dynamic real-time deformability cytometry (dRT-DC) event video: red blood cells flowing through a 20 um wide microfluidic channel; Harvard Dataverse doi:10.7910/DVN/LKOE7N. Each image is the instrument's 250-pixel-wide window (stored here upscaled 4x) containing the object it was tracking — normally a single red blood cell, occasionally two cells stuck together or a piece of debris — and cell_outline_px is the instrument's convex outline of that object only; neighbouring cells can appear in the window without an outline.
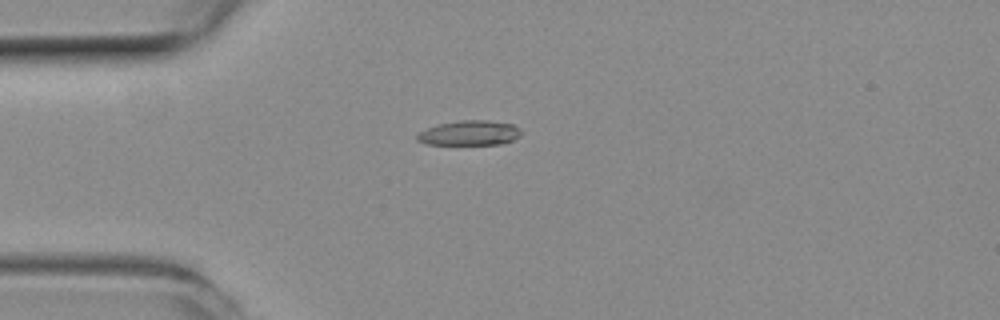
{"species": "common noctule bat (a hibernating species)", "species_latin": "Nyctalus noctula", "temperature_condition": "room temperature", "stored_images_in_passage": 27, "camera_frame_rate_fps": 3000, "um_per_image_px": 0.085, "animal": {"sex": "female", "body_mass_g": 19.3, "forearm_length_mm": 54.1}, "frame": {"image": 1, "passage_image": 2, "time_ms": 0.333, "image_size_px": [1000, 320], "cell_outline_px": [[520, 136], [512, 140], [500, 144], [428, 144], [416, 140], [416, 136], [420, 132], [428, 128], [440, 124], [460, 120], [484, 120], [512, 124], [520, 128]], "centroid_in_image_um": [39.92, 11.3], "position_along_channel_um": 45.1, "area_um2": 14.8}}
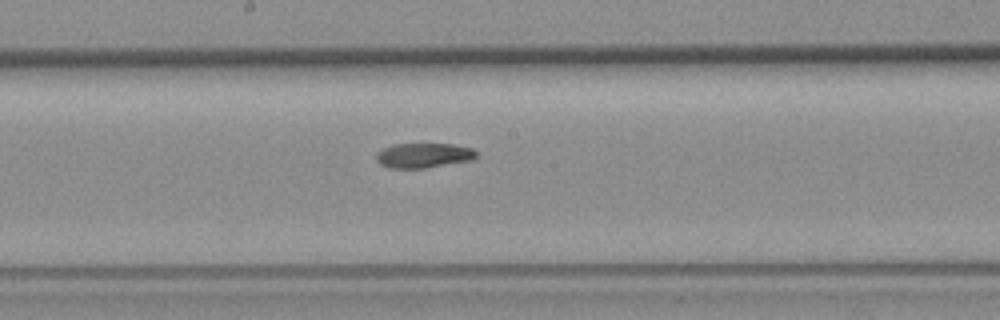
{"frame": {"image": 2, "passage_image": 16, "time_ms": 5.0, "image_size_px": [1000, 320], "cell_outline_px": [[476, 156], [472, 160], [424, 168], [388, 168], [380, 164], [376, 160], [376, 156], [384, 148], [392, 144], [452, 144], [472, 148], [476, 152]], "centroid_in_image_um": [36.0, 13.21], "position_along_channel_um": 212.2, "area_um2": 14.33}}
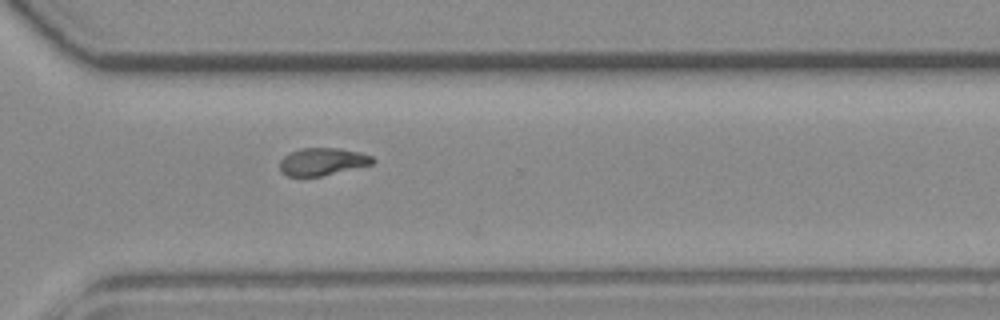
{"frame": {"image": 3, "passage_image": 26, "time_ms": 8.333, "image_size_px": [1000, 320], "cell_outline_px": [[376, 160], [372, 164], [320, 176], [288, 176], [280, 172], [280, 160], [284, 156], [300, 148], [336, 148], [360, 152], [372, 156]], "centroid_in_image_um": [27.4, 13.73], "position_along_channel_um": 343.2, "area_um2": 14.74}}